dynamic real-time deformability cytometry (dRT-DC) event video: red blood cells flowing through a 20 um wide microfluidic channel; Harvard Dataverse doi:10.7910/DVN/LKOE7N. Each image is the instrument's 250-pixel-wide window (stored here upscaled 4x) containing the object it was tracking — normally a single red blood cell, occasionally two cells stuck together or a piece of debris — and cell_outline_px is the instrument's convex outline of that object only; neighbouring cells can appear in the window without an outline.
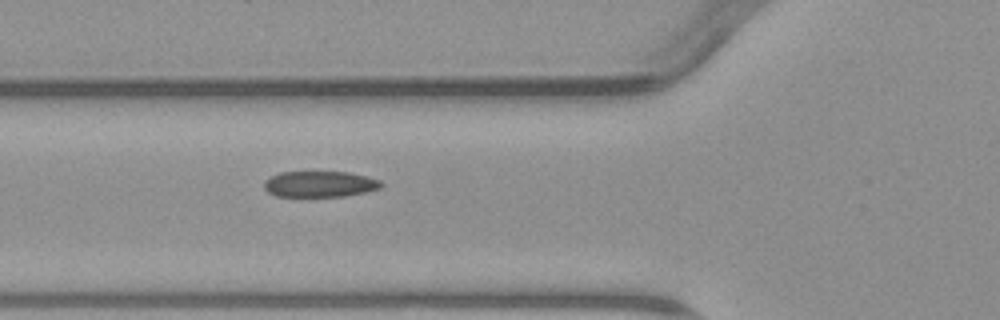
{"species": "common noctule bat (a hibernating species)", "species_latin": "Nyctalus noctula", "temperature_condition": "warm", "stored_images_in_passage": 6, "camera_frame_rate_fps": 3000, "um_per_image_px": 0.085, "animal": {"sex": "male", "body_mass_g": 23.1, "forearm_length_mm": 52.7}, "frame": {"image": 1, "passage_image": 6, "time_ms": 6.0, "image_size_px": [1000, 320], "cell_outline_px": [[384, 184], [380, 188], [364, 192], [344, 196], [276, 196], [268, 192], [264, 188], [264, 180], [280, 172], [348, 172], [368, 176], [380, 180]], "centroid_in_image_um": [27.19, 15.64], "position_along_channel_um": 98.6, "area_um2": 17.69}}